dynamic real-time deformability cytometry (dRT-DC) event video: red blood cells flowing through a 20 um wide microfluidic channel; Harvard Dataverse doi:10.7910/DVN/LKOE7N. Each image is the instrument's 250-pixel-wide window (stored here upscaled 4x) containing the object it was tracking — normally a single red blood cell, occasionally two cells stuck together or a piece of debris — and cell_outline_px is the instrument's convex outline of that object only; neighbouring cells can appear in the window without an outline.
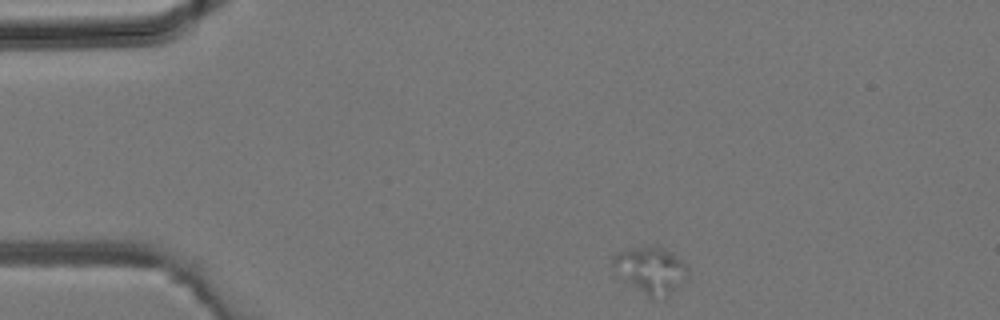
{"species": "common noctule bat (a hibernating species)", "species_latin": "Nyctalus noctula", "temperature_condition": "room temperature", "stored_images_in_passage": 2, "camera_frame_rate_fps": 3000, "um_per_image_px": 0.085, "animal": {"sex": "male", "body_mass_g": 19.2, "forearm_length_mm": 51.8}, "frame": {"image": 1, "passage_image": 1, "time_ms": 0.0, "image_size_px": [1000, 320], "cell_outline_px": [[688, 272], [676, 288], [668, 292], [652, 296], [648, 296], [616, 276], [612, 264], [612, 256], [620, 252], [632, 248], [664, 248], [676, 256], [688, 268]], "centroid_in_image_um": [55.22, 22.93], "position_along_channel_um": 29.8, "area_um2": 19.25}}